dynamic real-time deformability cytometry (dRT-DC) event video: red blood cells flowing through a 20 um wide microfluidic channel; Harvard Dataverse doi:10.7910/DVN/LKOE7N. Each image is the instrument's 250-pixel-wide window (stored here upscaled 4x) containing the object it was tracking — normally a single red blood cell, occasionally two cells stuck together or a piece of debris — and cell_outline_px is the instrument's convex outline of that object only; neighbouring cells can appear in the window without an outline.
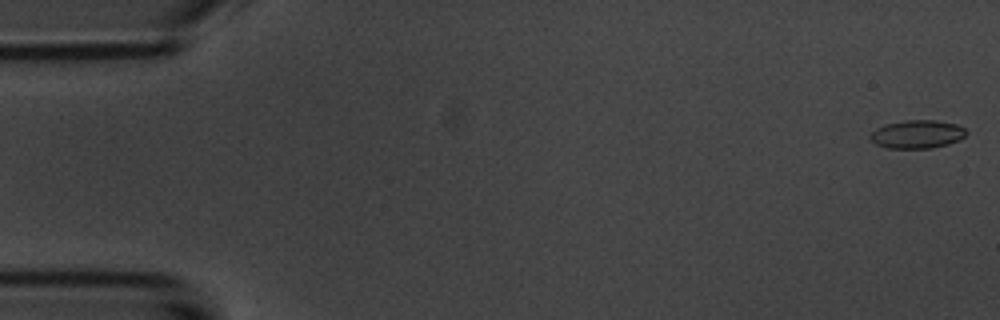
{"species": "common noctule bat (a hibernating species)", "species_latin": "Nyctalus noctula", "temperature_condition": "room temperature", "stored_images_in_passage": 54, "camera_frame_rate_fps": 3000, "um_per_image_px": 0.085, "animal": {"sex": "male", "body_mass_g": 20.1, "forearm_length_mm": 53.5}, "frame": {"image": 1, "passage_image": 1, "time_ms": 0.0, "image_size_px": [1000, 320], "cell_outline_px": [[968, 132], [960, 140], [948, 144], [932, 148], [888, 148], [876, 144], [872, 140], [872, 132], [876, 128], [888, 124], [904, 120], [936, 120], [956, 124], [964, 128]], "centroid_in_image_um": [78.01, 11.41], "position_along_channel_um": 7.0, "area_um2": 15.66}}
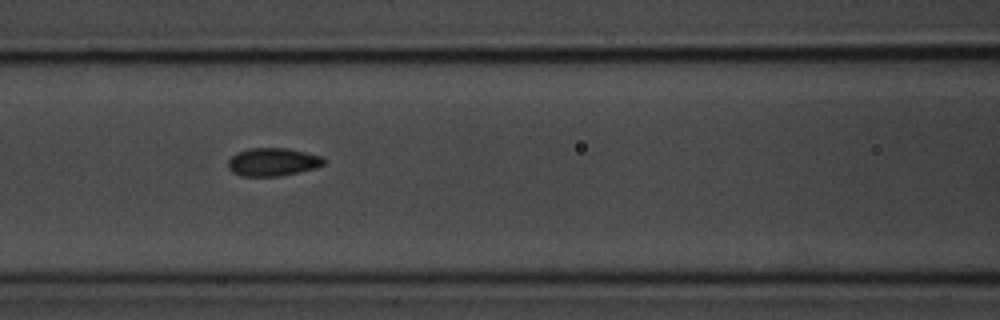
{"frame": {"image": 2, "passage_image": 23, "time_ms": 7.333, "image_size_px": [1000, 320], "cell_outline_px": [[324, 164], [316, 168], [276, 176], [240, 176], [232, 172], [228, 168], [228, 160], [236, 152], [248, 148], [288, 148], [320, 156], [324, 160]], "centroid_in_image_um": [23.13, 13.76], "position_along_channel_um": 143.5, "area_um2": 15.55}}
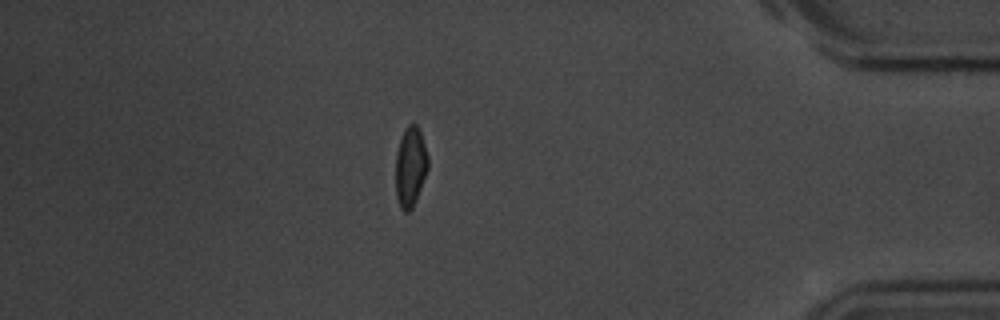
{"frame": {"image": 3, "passage_image": 47, "time_ms": 15.333, "image_size_px": [1000, 320], "cell_outline_px": [[428, 168], [416, 200], [412, 208], [408, 212], [404, 212], [400, 208], [396, 196], [396, 152], [400, 140], [408, 124], [416, 124], [420, 128], [428, 156]], "centroid_in_image_um": [34.89, 14.17], "position_along_channel_um": 400.3, "area_um2": 15.09}, "authors_computed_cell_mechanics": {"area_um2": 15.1436, "velocity_mm_per_s": 3.709, "shape_relaxation_time_tau1_ms": 1.917, "shape_relaxation_time_tau2_ms": null, "deformation_change_tau1": 0.0954, "deformation_change_tau2": null}}